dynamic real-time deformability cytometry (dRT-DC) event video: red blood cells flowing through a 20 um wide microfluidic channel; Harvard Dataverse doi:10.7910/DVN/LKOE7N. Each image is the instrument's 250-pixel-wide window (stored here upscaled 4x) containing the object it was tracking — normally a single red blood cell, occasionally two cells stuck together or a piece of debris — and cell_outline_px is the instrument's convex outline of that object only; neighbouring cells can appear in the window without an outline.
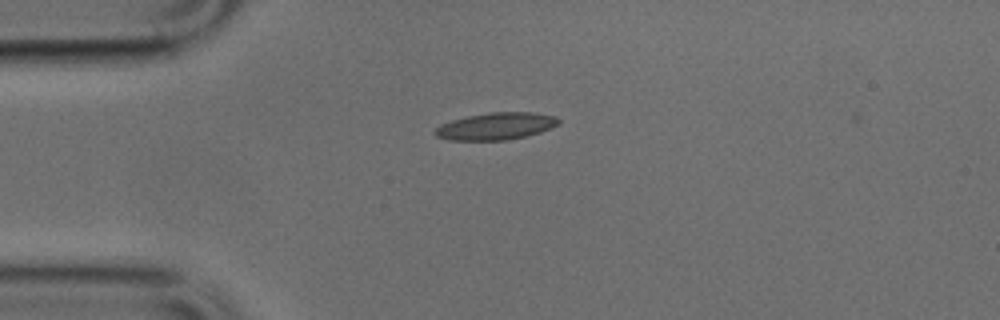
{"species": "common noctule bat (a hibernating species)", "species_latin": "Nyctalus noctula", "temperature_condition": "cold", "stored_images_in_passage": 42, "camera_frame_rate_fps": 3000, "um_per_image_px": 0.085, "animal": {"sex": "male", "body_mass_g": 17.9, "forearm_length_mm": 54.2}, "frame": {"image": 1, "passage_image": 4, "time_ms": 1.0, "image_size_px": [1000, 320], "cell_outline_px": [[560, 124], [552, 128], [540, 132], [524, 136], [504, 140], [448, 140], [436, 136], [432, 132], [440, 124], [452, 120], [468, 116], [488, 112], [532, 112], [556, 116], [560, 120]], "centroid_in_image_um": [42.15, 10.72], "position_along_channel_um": 42.8, "area_um2": 19.59}}
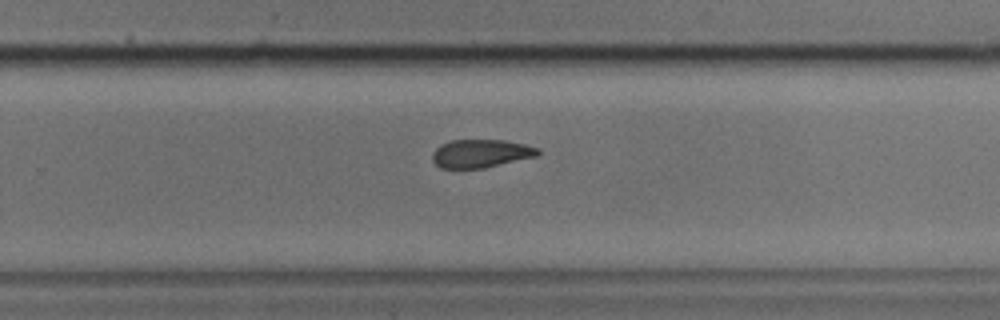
{"frame": {"image": 2, "passage_image": 24, "time_ms": 7.667, "image_size_px": [1000, 320], "cell_outline_px": [[540, 152], [536, 156], [484, 168], [440, 168], [432, 160], [432, 152], [440, 144], [452, 140], [504, 140], [524, 144], [540, 148]], "centroid_in_image_um": [40.85, 13.04], "position_along_channel_um": 288.9, "area_um2": 17.34}}
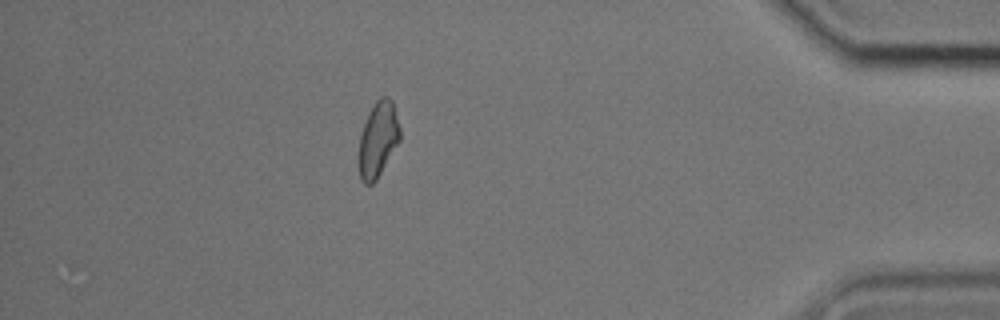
{"frame": {"image": 3, "passage_image": 36, "time_ms": 11.667, "image_size_px": [1000, 320], "cell_outline_px": [[400, 140], [376, 180], [372, 184], [364, 184], [360, 180], [356, 164], [356, 160], [360, 136], [368, 112], [376, 100], [380, 96], [388, 96], [392, 100], [400, 128]], "centroid_in_image_um": [32.08, 11.88], "position_along_channel_um": 403.1, "area_um2": 18.5}}